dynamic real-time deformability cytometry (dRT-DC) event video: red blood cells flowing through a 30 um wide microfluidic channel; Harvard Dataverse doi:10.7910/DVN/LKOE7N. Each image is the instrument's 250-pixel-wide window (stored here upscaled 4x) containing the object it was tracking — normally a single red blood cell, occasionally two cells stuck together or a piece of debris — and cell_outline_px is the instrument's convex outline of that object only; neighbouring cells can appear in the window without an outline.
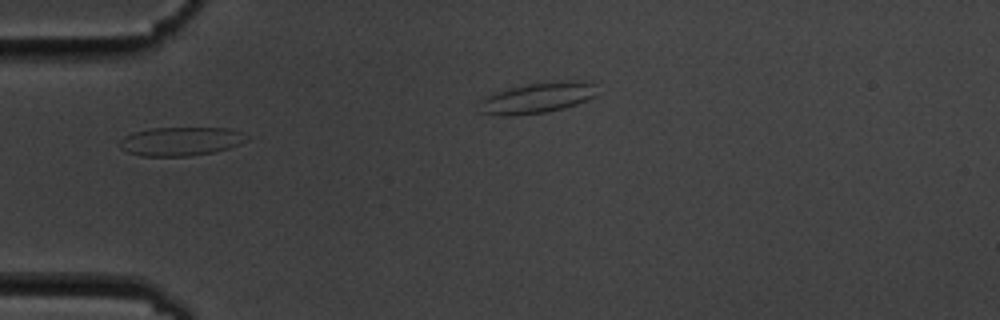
{"species": "common noctule bat (a hibernating species)", "species_latin": "Nyctalus noctula", "temperature_condition": "cold", "stored_images_in_passage": 13, "camera_frame_rate_fps": 3000, "um_per_image_px": 0.085, "animal": {"sex": "male", "body_mass_g": 19.5, "forearm_length_mm": 54.6}, "frame": {"image": 1, "passage_image": 1, "time_ms": 0.0, "image_size_px": [1000, 320], "cell_outline_px": [[248, 140], [240, 144], [228, 148], [212, 152], [188, 156], [140, 156], [128, 152], [120, 148], [120, 140], [124, 136], [132, 132], [152, 128], [228, 128], [240, 132], [248, 136]], "centroid_in_image_um": [15.34, 12.01], "position_along_channel_um": 69.7, "area_um2": 21.21}}
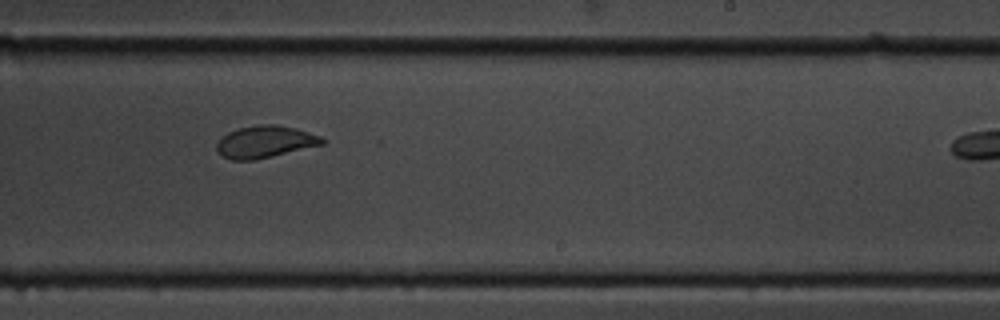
{"frame": {"image": 2, "passage_image": 6, "time_ms": 5.667, "image_size_px": [1000, 320], "cell_outline_px": [[324, 144], [256, 160], [232, 160], [224, 156], [216, 148], [216, 144], [220, 136], [236, 128], [260, 124], [272, 124], [296, 128], [320, 136], [324, 140]], "centroid_in_image_um": [22.5, 12.04], "position_along_channel_um": 266.5, "area_um2": 19.71}}
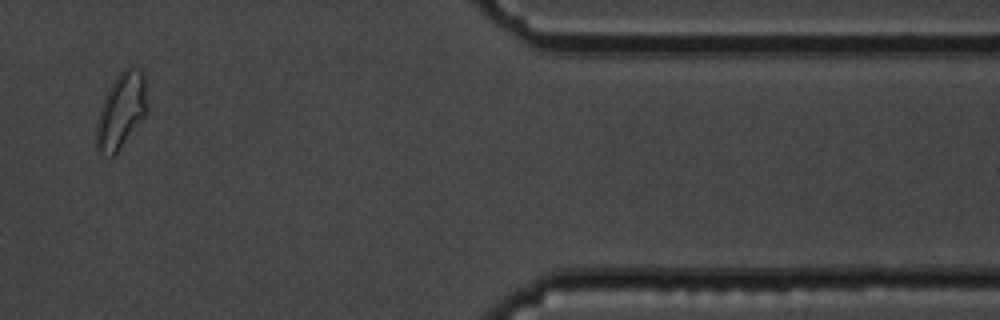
{"frame": {"image": 3, "passage_image": 11, "time_ms": 12.333, "image_size_px": [1000, 320], "cell_outline_px": [[148, 112], [116, 156], [108, 156], [96, 152], [96, 124], [100, 108], [116, 76], [128, 64], [132, 64], [140, 68], [144, 76], [148, 108]], "centroid_in_image_um": [10.32, 9.43], "position_along_channel_um": 401.1, "area_um2": 22.89}, "authors_computed_cell_mechanics": {"area_um2": 20.0566, "velocity_mm_per_s": 3.4725, "shape_relaxation_time_tau1_ms": 1.9911, "shape_relaxation_time_tau2_ms": null, "deformation_change_tau1": 0.0762, "deformation_change_tau2": null}}